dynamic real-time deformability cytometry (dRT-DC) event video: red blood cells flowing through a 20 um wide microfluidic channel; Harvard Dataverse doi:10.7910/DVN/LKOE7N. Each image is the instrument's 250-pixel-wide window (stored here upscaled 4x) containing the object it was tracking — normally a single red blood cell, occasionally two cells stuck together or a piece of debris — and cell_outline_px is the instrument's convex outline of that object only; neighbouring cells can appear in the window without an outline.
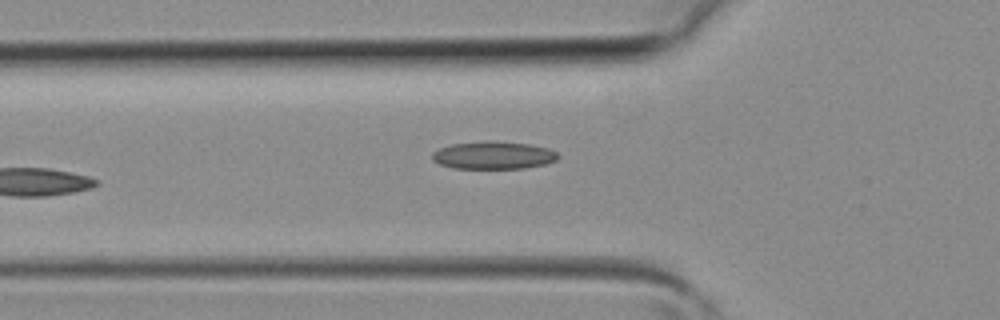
{"species": "common noctule bat (a hibernating species)", "species_latin": "Nyctalus noctula", "temperature_condition": "room temperature", "stored_images_in_passage": 3, "camera_frame_rate_fps": 3000, "um_per_image_px": 0.085, "animal": {"sex": "female", "body_mass_g": 19.3, "forearm_length_mm": 54.1}, "frame": {"image": 1, "passage_image": 3, "time_ms": 0.667, "image_size_px": [1000, 320], "cell_outline_px": [[560, 156], [556, 160], [544, 164], [524, 168], [452, 168], [440, 164], [432, 160], [432, 152], [440, 148], [452, 144], [484, 140], [488, 140], [528, 144], [548, 148], [556, 152]], "centroid_in_image_um": [41.92, 13.19], "position_along_channel_um": 83.9, "area_um2": 20.29}}